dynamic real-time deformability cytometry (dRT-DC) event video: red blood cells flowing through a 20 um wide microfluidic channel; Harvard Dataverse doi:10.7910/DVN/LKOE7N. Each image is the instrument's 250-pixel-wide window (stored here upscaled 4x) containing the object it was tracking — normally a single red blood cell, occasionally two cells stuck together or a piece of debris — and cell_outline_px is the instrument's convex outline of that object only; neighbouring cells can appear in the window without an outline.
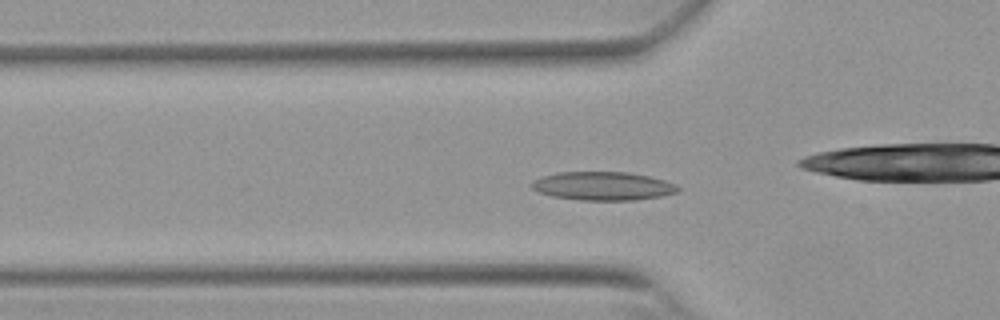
{"species": "Egyptian fruit bat (a non-hibernating species)", "species_latin": "Rousettus aegyptiacus", "temperature_condition": "warm", "stored_images_in_passage": 30, "camera_frame_rate_fps": 3000, "um_per_image_px": 0.085, "animal": {"sex": "female"}, "frame": {"image": 1, "passage_image": 15, "time_ms": 4.667, "image_size_px": [1000, 320], "cell_outline_px": [[680, 192], [660, 196], [636, 200], [580, 200], [552, 196], [540, 192], [532, 188], [528, 184], [532, 180], [540, 176], [560, 172], [628, 172], [648, 176], [664, 180], [676, 184], [680, 188]], "centroid_in_image_um": [51.23, 15.81], "position_along_channel_um": 74.6, "area_um2": 24.45}}
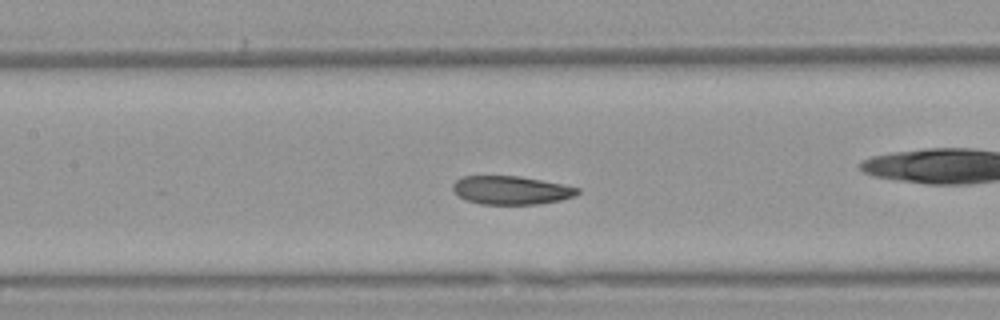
{"frame": {"image": 2, "passage_image": 22, "time_ms": 7.0, "image_size_px": [1000, 320], "cell_outline_px": [[580, 192], [576, 196], [560, 200], [540, 204], [480, 204], [468, 200], [452, 192], [452, 184], [460, 176], [520, 176], [564, 184], [580, 188]], "centroid_in_image_um": [43.46, 16.16], "position_along_channel_um": 163.9, "area_um2": 20.87}}
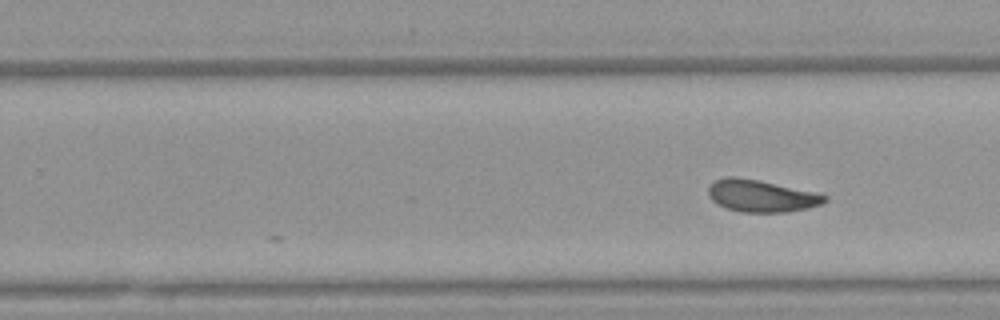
{"frame": {"image": 3, "passage_image": 30, "time_ms": 9.667, "image_size_px": [1000, 320], "cell_outline_px": [[828, 200], [820, 204], [808, 208], [788, 212], [740, 212], [728, 208], [712, 200], [708, 196], [708, 184], [724, 176], [732, 176], [756, 180], [812, 192], [828, 196]], "centroid_in_image_um": [64.66, 16.66], "position_along_channel_um": 265.1, "area_um2": 21.39}}